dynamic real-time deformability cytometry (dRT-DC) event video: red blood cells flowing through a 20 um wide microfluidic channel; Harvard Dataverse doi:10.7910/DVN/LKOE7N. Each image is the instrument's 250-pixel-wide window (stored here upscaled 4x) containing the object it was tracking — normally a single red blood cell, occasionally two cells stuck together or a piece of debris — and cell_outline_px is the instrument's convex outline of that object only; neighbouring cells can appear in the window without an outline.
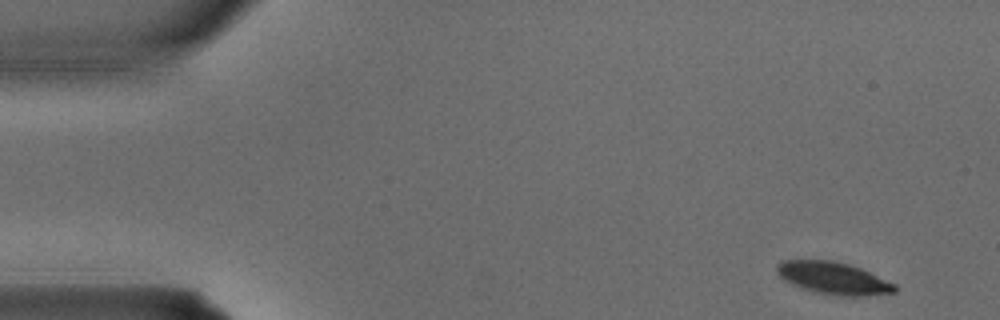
{"species": "common noctule bat (a hibernating species)", "species_latin": "Nyctalus noctula", "temperature_condition": "warm", "stored_images_in_passage": 3, "camera_frame_rate_fps": 3000, "um_per_image_px": 0.085, "animal": {"sex": "male", "body_mass_g": 15.6}, "frame": {"image": 1, "passage_image": 1, "time_ms": 0.0, "image_size_px": [1000, 320], "cell_outline_px": [[896, 292], [864, 296], [836, 296], [812, 292], [792, 284], [784, 280], [776, 272], [776, 264], [780, 260], [832, 260], [848, 264], [860, 268], [896, 284]], "centroid_in_image_um": [70.8, 23.65], "position_along_channel_um": 14.2, "area_um2": 22.31}}
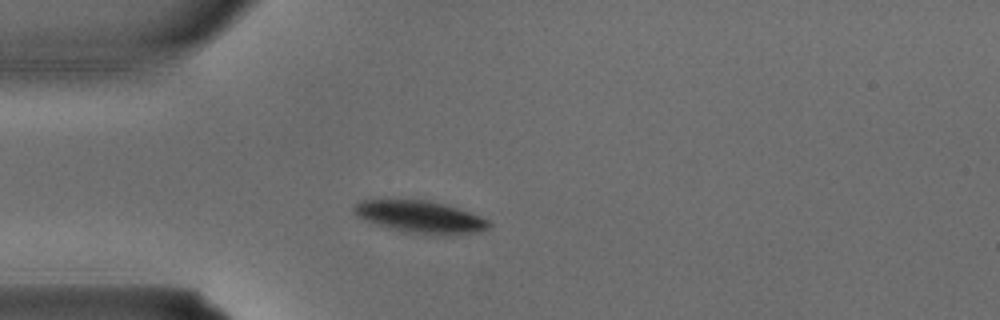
{"frame": {"image": 2, "passage_image": 3, "time_ms": 0.667, "image_size_px": [1000, 320], "cell_outline_px": [[492, 224], [488, 228], [480, 232], [416, 232], [396, 228], [380, 224], [368, 220], [360, 216], [352, 208], [356, 204], [364, 200], [428, 200], [444, 204], [472, 212], [488, 220]], "centroid_in_image_um": [35.79, 18.37], "position_along_channel_um": 49.2, "area_um2": 23.64}}